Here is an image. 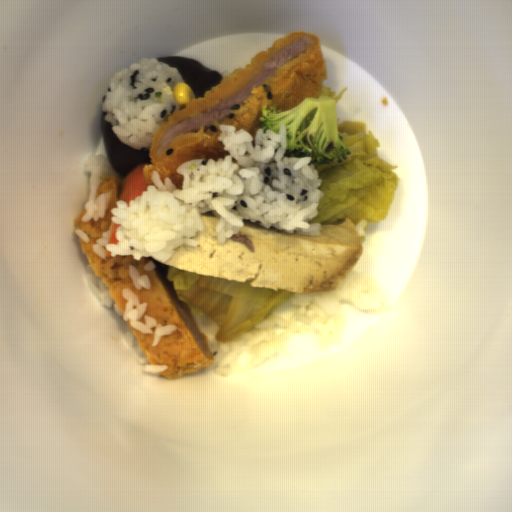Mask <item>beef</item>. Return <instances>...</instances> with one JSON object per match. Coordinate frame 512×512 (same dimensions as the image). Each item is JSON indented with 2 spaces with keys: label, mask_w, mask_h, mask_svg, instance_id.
Returning a JSON list of instances; mask_svg holds the SVG:
<instances>
[{
  "label": "beef",
  "mask_w": 512,
  "mask_h": 512,
  "mask_svg": "<svg viewBox=\"0 0 512 512\" xmlns=\"http://www.w3.org/2000/svg\"><path fill=\"white\" fill-rule=\"evenodd\" d=\"M231 240L234 242L242 243L244 246H246L247 250L249 252H255V246L252 242V240L247 235H242L239 232L230 236Z\"/></svg>",
  "instance_id": "beef-1"
}]
</instances>
